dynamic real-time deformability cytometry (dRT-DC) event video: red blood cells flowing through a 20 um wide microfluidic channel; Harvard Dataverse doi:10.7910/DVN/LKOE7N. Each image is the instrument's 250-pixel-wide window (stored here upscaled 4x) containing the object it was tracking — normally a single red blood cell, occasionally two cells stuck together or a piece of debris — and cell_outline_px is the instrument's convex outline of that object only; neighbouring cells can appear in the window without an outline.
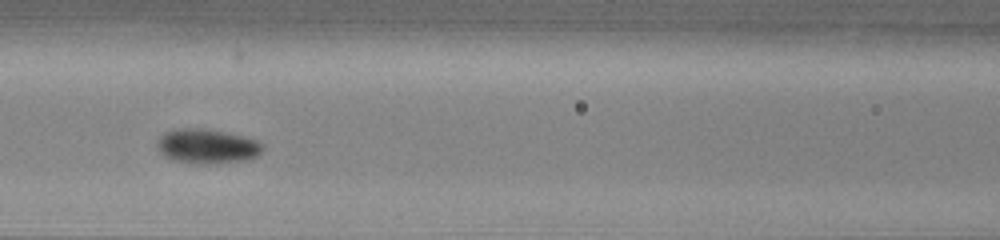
{"species": "common noctule bat (a hibernating species)", "species_latin": "Nyctalus noctula", "temperature_condition": "warm", "stored_images_in_passage": 13, "camera_frame_rate_fps": 3000, "um_per_image_px": 0.085, "animal": {"sex": "male", "body_mass_g": 13.0, "forearm_length_mm": 53.1}, "frame": {"image": 1, "passage_image": 8, "time_ms": 2.333, "image_size_px": [1000, 240], "cell_outline_px": [[264, 148], [256, 156], [244, 160], [216, 164], [204, 164], [176, 160], [164, 156], [160, 152], [156, 144], [156, 140], [164, 132], [176, 128], [200, 128], [224, 132], [244, 136], [256, 140], [264, 144]], "centroid_in_image_um": [17.59, 12.42], "position_along_channel_um": 149.0, "area_um2": 21.27}}
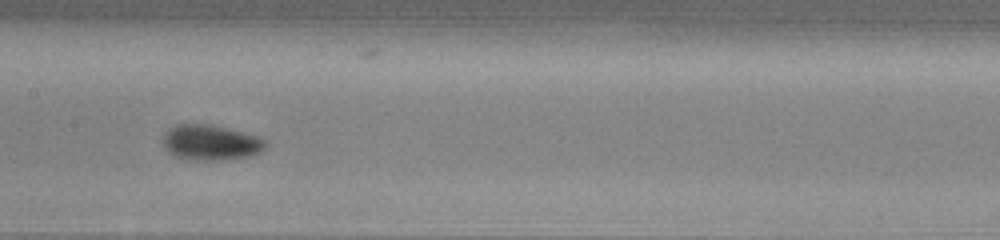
{"frame": {"image": 2, "passage_image": 11, "time_ms": 3.333, "image_size_px": [1000, 240], "cell_outline_px": [[268, 144], [260, 152], [252, 156], [224, 160], [196, 160], [176, 156], [168, 152], [164, 144], [164, 132], [168, 128], [176, 124], [212, 124], [256, 136], [264, 140]], "centroid_in_image_um": [17.91, 12.11], "position_along_channel_um": 189.5, "area_um2": 21.1}}